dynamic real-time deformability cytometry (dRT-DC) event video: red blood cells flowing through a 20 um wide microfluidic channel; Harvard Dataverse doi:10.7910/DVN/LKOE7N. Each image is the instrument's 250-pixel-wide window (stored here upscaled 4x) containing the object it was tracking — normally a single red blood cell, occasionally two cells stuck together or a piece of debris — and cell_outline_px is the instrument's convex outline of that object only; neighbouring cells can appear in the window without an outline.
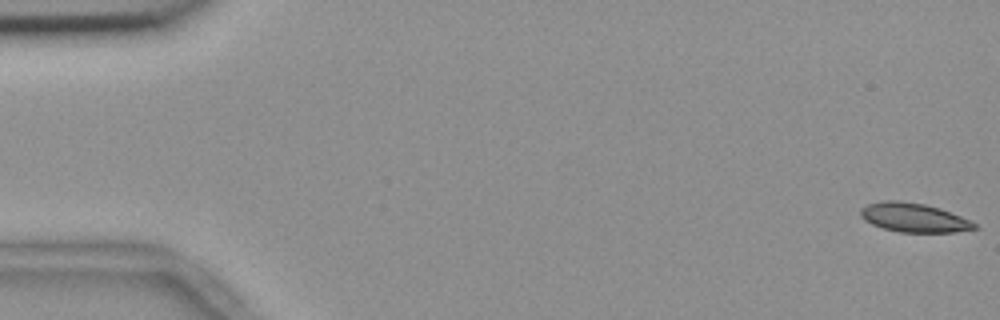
{"species": "common noctule bat (a hibernating species)", "species_latin": "Nyctalus noctula", "temperature_condition": "room temperature", "stored_images_in_passage": 55, "camera_frame_rate_fps": 3000, "um_per_image_px": 0.085, "animal": {"sex": "female", "body_mass_g": 18.4}, "frame": {"image": 1, "passage_image": 1, "time_ms": 0.0, "image_size_px": [1000, 320], "cell_outline_px": [[980, 228], [956, 232], [900, 232], [884, 228], [872, 224], [864, 220], [860, 216], [860, 208], [868, 204], [884, 200], [900, 200], [924, 204], [940, 208], [960, 216], [976, 224]], "centroid_in_image_um": [77.66, 18.49], "position_along_channel_um": 7.3, "area_um2": 19.25}}
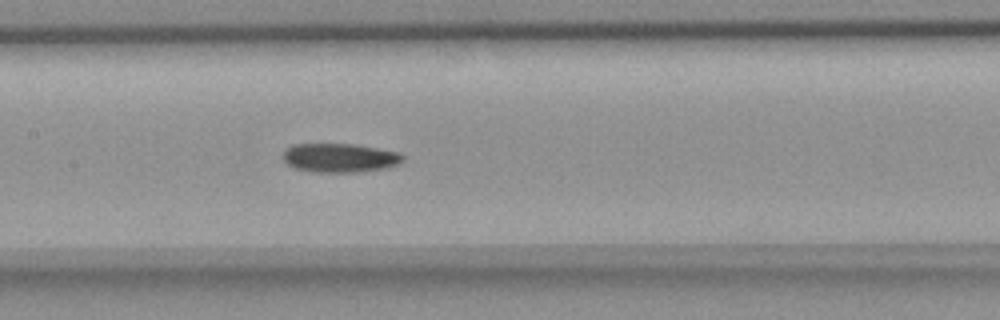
{"frame": {"image": 2, "passage_image": 27, "time_ms": 8.667, "image_size_px": [1000, 320], "cell_outline_px": [[404, 160], [400, 164], [388, 168], [360, 172], [312, 172], [296, 168], [288, 164], [284, 160], [284, 148], [292, 144], [352, 144], [400, 152], [404, 156]], "centroid_in_image_um": [28.92, 13.42], "position_along_channel_um": 178.5, "area_um2": 20.4}}
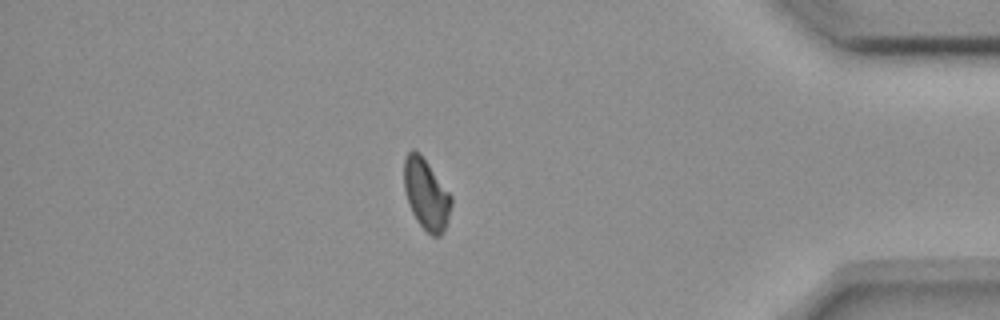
{"frame": {"image": 3, "passage_image": 48, "time_ms": 15.667, "image_size_px": [1000, 320], "cell_outline_px": [[452, 204], [448, 220], [444, 232], [440, 236], [432, 236], [416, 220], [408, 204], [404, 188], [404, 160], [408, 152], [412, 148], [428, 164], [452, 196]], "centroid_in_image_um": [36.23, 16.55], "position_along_channel_um": 399.0, "area_um2": 19.25}, "authors_computed_cell_mechanics": {"area_um2": 20.2878, "velocity_mm_per_s": 3.6737, "shape_relaxation_time_tau1_ms": 6.1159, "shape_relaxation_time_tau2_ms": null, "deformation_change_tau1": 0.1379, "deformation_change_tau2": null}}